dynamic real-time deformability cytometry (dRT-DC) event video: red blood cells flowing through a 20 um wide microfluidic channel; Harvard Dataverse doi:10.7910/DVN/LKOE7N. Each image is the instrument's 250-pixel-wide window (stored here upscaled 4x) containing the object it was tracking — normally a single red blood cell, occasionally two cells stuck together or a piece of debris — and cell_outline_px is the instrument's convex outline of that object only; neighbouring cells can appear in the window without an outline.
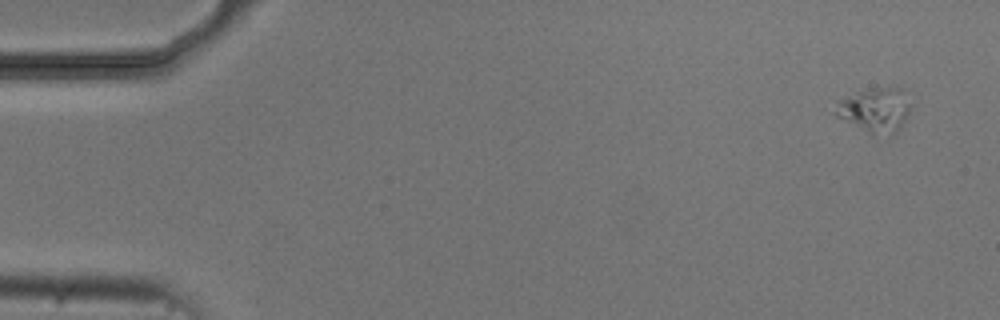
{"species": "common noctule bat (a hibernating species)", "species_latin": "Nyctalus noctula", "temperature_condition": "cold", "stored_images_in_passage": 5, "camera_frame_rate_fps": 3000, "um_per_image_px": 0.085, "animal": {"sex": "male", "body_mass_g": 20.5, "forearm_length_mm": 52.5}, "frame": {"image": 1, "passage_image": 1, "time_ms": 0.0, "image_size_px": [1000, 320], "cell_outline_px": [[908, 112], [896, 136], [872, 136], [836, 116], [832, 112], [836, 100], [860, 92], [880, 88], [900, 88], [908, 104]], "centroid_in_image_um": [74.31, 9.43], "position_along_channel_um": 10.7, "area_um2": 19.42}}
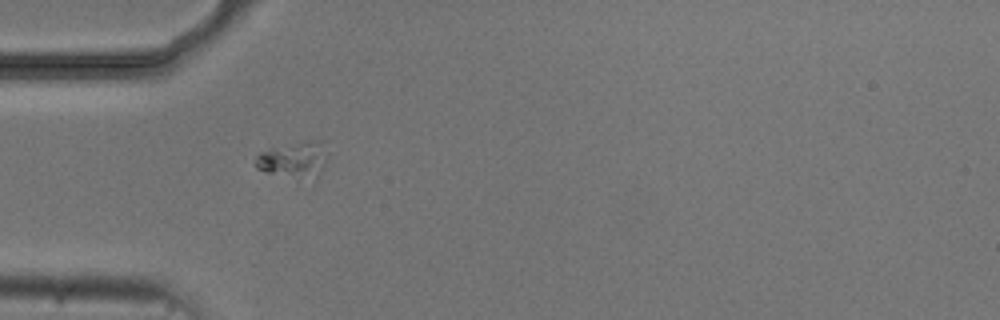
{"frame": {"image": 2, "passage_image": 5, "time_ms": 4.667, "image_size_px": [1000, 320], "cell_outline_px": [[324, 164], [320, 172], [316, 176], [264, 172], [256, 168], [252, 164], [256, 156], [260, 152], [268, 148], [304, 140], [324, 140]], "centroid_in_image_um": [24.89, 13.47], "position_along_channel_um": 60.1, "area_um2": 14.45}}